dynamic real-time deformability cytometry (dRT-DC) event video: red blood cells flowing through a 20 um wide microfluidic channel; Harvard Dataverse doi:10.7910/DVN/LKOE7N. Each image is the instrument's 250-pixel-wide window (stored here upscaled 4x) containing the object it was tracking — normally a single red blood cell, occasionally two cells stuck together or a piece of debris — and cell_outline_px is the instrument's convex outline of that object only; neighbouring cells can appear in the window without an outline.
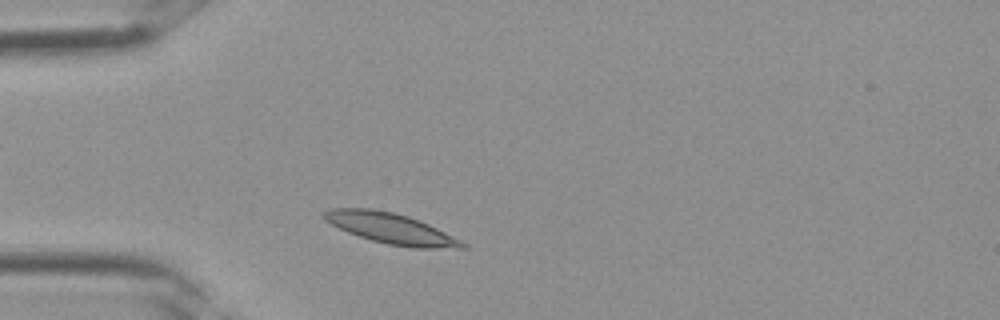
{"species": "Egyptian fruit bat (a non-hibernating species)", "species_latin": "Rousettus aegyptiacus", "temperature_condition": "room temperature", "stored_images_in_passage": 4, "camera_frame_rate_fps": 3000, "um_per_image_px": 0.085, "frame": {"image": 1, "passage_image": 4, "time_ms": 1.0, "image_size_px": [1000, 320], "cell_outline_px": [[468, 248], [412, 248], [388, 244], [372, 240], [348, 232], [324, 220], [320, 216], [320, 212], [328, 208], [372, 208], [392, 212], [408, 216], [428, 224], [468, 244]], "centroid_in_image_um": [33.17, 19.4], "position_along_channel_um": 51.8, "area_um2": 24.62}}